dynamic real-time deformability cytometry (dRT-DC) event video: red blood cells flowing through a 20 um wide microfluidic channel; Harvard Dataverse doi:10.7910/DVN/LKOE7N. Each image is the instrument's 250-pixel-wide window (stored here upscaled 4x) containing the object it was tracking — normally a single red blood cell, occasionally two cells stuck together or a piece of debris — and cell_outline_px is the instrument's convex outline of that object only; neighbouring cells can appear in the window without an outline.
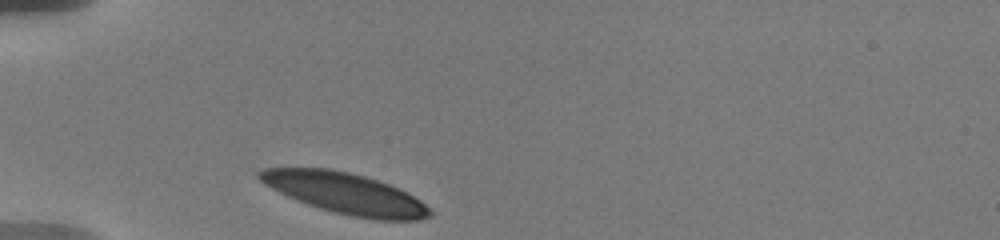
{"species": "human", "species_latin": "Homo sapiens", "temperature_condition": "warm", "stored_images_in_passage": 3, "camera_frame_rate_fps": 3000, "um_per_image_px": 0.085, "donor": {"sex": "male"}, "frame": {"image": 1, "passage_image": 1, "time_ms": 0.0, "image_size_px": [1000, 240], "cell_outline_px": [[432, 216], [420, 220], [376, 220], [352, 216], [320, 208], [308, 204], [288, 196], [264, 184], [256, 176], [256, 172], [264, 168], [332, 168], [380, 180], [400, 188], [408, 192], [420, 200], [432, 212]], "centroid_in_image_um": [29.38, 16.42], "position_along_channel_um": 55.6, "area_um2": 40.63}}
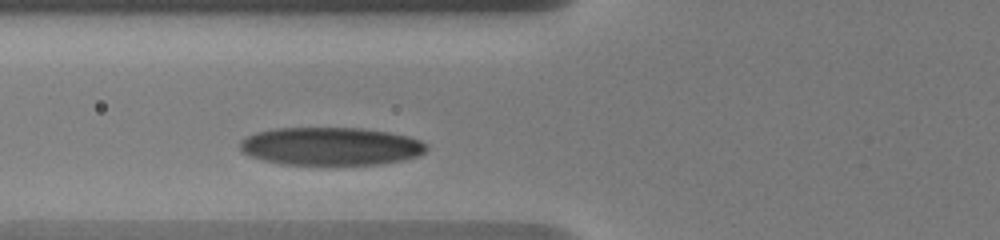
{"frame": {"image": 2, "passage_image": 3, "time_ms": 1.667, "image_size_px": [1000, 240], "cell_outline_px": [[428, 148], [424, 152], [416, 156], [404, 160], [380, 164], [280, 164], [264, 160], [252, 156], [244, 152], [240, 148], [240, 140], [256, 132], [272, 128], [360, 128], [388, 132], [408, 136], [420, 140], [428, 144]], "centroid_in_image_um": [28.13, 12.43], "position_along_channel_um": 97.7, "area_um2": 41.21}}